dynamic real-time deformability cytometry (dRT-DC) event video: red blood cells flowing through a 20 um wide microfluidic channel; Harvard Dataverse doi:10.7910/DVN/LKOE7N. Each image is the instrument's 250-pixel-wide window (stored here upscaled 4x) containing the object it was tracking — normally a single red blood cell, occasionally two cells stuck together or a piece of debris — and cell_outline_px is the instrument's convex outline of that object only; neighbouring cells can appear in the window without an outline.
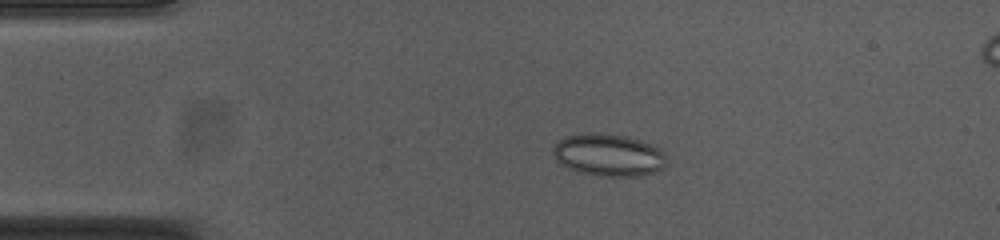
{"species": "common noctule bat (a hibernating species)", "species_latin": "Nyctalus noctula", "temperature_condition": "cold", "stored_images_in_passage": 53, "camera_frame_rate_fps": 3000, "um_per_image_px": 0.085, "animal": {"sex": "female", "body_mass_g": 23.0, "forearm_length_mm": 53.4}, "frame": {"image": 1, "passage_image": 10, "time_ms": 3.0, "image_size_px": [1000, 240], "cell_outline_px": [[664, 168], [656, 172], [636, 176], [596, 176], [580, 172], [568, 168], [556, 160], [552, 156], [552, 144], [564, 136], [584, 132], [600, 132], [624, 136], [640, 140], [652, 144], [660, 148], [664, 152]], "centroid_in_image_um": [51.67, 13.15], "position_along_channel_um": 33.3, "area_um2": 28.44}}
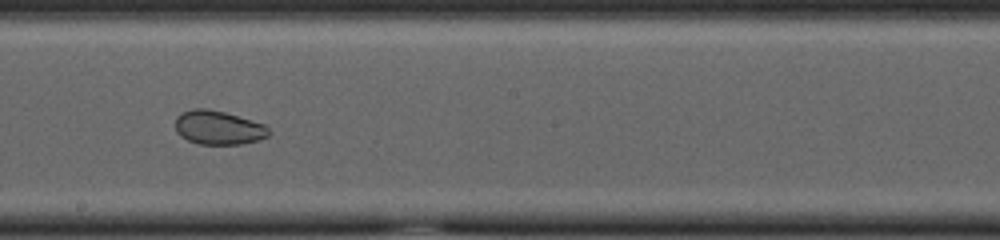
{"frame": {"image": 2, "passage_image": 29, "time_ms": 9.333, "image_size_px": [1000, 240], "cell_outline_px": [[272, 132], [268, 136], [260, 140], [240, 144], [200, 144], [188, 140], [180, 136], [176, 132], [176, 116], [180, 112], [192, 108], [208, 108], [224, 112], [264, 124]], "centroid_in_image_um": [18.55, 10.84], "position_along_channel_um": 229.6, "area_um2": 18.61}}
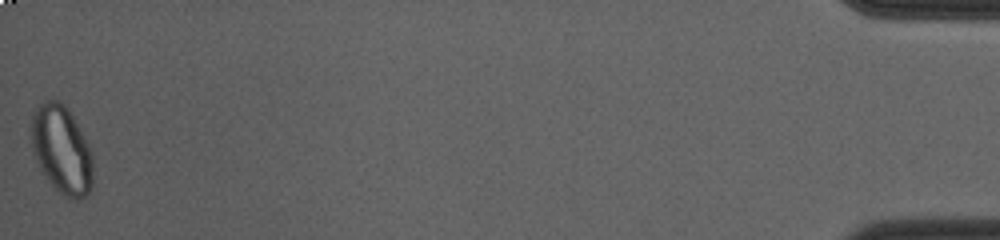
{"frame": {"image": 3, "passage_image": 53, "time_ms": 17.333, "image_size_px": [1000, 240], "cell_outline_px": [[92, 188], [88, 196], [80, 200], [76, 200], [64, 196], [56, 192], [40, 168], [32, 152], [32, 116], [40, 104], [48, 100], [60, 100], [68, 108], [80, 128], [88, 144], [92, 156]], "centroid_in_image_um": [5.26, 12.77], "position_along_channel_um": 429.9, "area_um2": 31.85}, "authors_computed_cell_mechanics": {"area_um2": 27.0504, "velocity_mm_per_s": 3.7419, "shape_relaxation_time_tau1_ms": null, "shape_relaxation_time_tau2_ms": 1.3008, "deformation_change_tau1": null, "deformation_change_tau2": 0.0456}}